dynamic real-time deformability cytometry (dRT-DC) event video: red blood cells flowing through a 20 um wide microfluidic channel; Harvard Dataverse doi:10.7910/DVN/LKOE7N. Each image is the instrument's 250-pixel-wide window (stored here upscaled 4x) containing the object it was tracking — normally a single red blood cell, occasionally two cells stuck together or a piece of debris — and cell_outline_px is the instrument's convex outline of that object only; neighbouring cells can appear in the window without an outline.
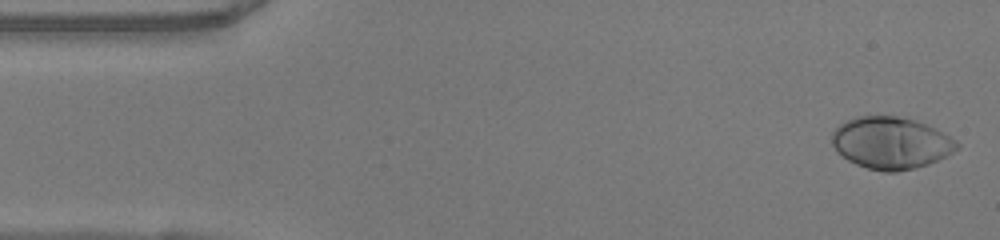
{"species": "human", "species_latin": "Homo sapiens", "temperature_condition": "warm", "stored_images_in_passage": 49, "camera_frame_rate_fps": 3000, "um_per_image_px": 0.085, "donor": {"sex": "female"}, "frame": {"image": 1, "passage_image": 1, "time_ms": 0.0, "image_size_px": [1000, 240], "cell_outline_px": [[960, 148], [928, 164], [916, 168], [896, 172], [884, 172], [868, 168], [856, 164], [848, 160], [836, 152], [832, 144], [832, 132], [840, 124], [856, 116], [896, 116], [912, 120], [936, 128], [956, 140], [960, 144]], "centroid_in_image_um": [75.72, 12.16], "position_along_channel_um": 9.3, "area_um2": 37.74}}
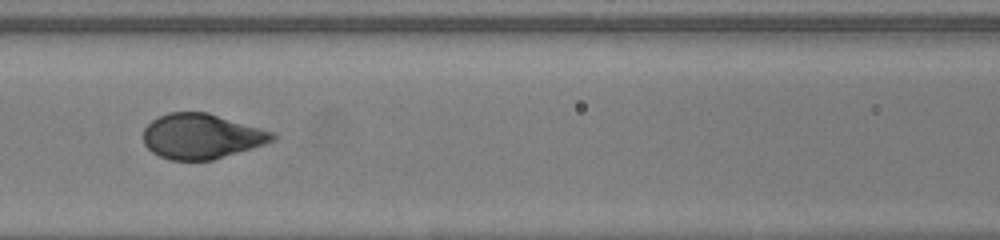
{"frame": {"image": 2, "passage_image": 20, "time_ms": 6.333, "image_size_px": [1000, 240], "cell_outline_px": [[276, 140], [264, 144], [212, 160], [172, 160], [160, 156], [152, 152], [144, 144], [144, 128], [152, 120], [168, 112], [208, 112], [276, 132]], "centroid_in_image_um": [17.15, 11.57], "position_along_channel_um": 149.4, "area_um2": 33.93}}
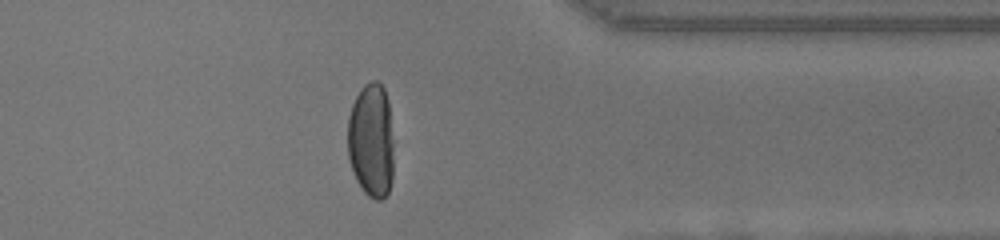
{"frame": {"image": 3, "passage_image": 38, "time_ms": 12.333, "image_size_px": [1000, 240], "cell_outline_px": [[392, 180], [388, 192], [380, 200], [376, 200], [368, 196], [364, 192], [356, 180], [348, 156], [348, 116], [352, 104], [356, 96], [364, 84], [372, 80], [376, 80], [384, 88], [388, 100], [392, 140]], "centroid_in_image_um": [31.54, 11.93], "position_along_channel_um": 379.9, "area_um2": 30.63}, "authors_computed_cell_mechanics": {"area_um2": 35.3736, "velocity_mm_per_s": 4.0624, "shape_relaxation_time_tau1_ms": 3.6945, "shape_relaxation_time_tau2_ms": null, "deformation_change_tau1": 0.2333, "deformation_change_tau2": null}}